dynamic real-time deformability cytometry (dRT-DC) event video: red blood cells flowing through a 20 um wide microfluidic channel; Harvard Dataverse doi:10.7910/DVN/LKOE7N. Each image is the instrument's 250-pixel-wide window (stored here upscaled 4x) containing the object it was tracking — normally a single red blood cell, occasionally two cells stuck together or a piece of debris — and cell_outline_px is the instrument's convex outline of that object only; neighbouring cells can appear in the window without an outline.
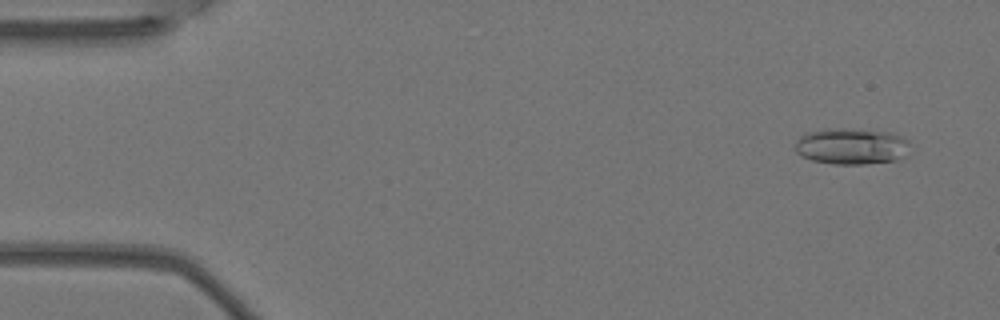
{"species": "Egyptian fruit bat (a non-hibernating species)", "species_latin": "Rousettus aegyptiacus", "temperature_condition": "warm", "stored_images_in_passage": 8, "camera_frame_rate_fps": 3000, "um_per_image_px": 0.085, "animal": {"sex": "female"}, "frame": {"image": 1, "passage_image": 1, "time_ms": 0.0, "image_size_px": [1000, 320], "cell_outline_px": [[908, 156], [896, 160], [864, 164], [836, 164], [812, 160], [796, 152], [796, 140], [800, 136], [808, 132], [828, 128], [840, 128], [888, 132], [900, 136], [908, 140]], "centroid_in_image_um": [72.39, 12.43], "position_along_channel_um": 12.6, "area_um2": 24.16}}
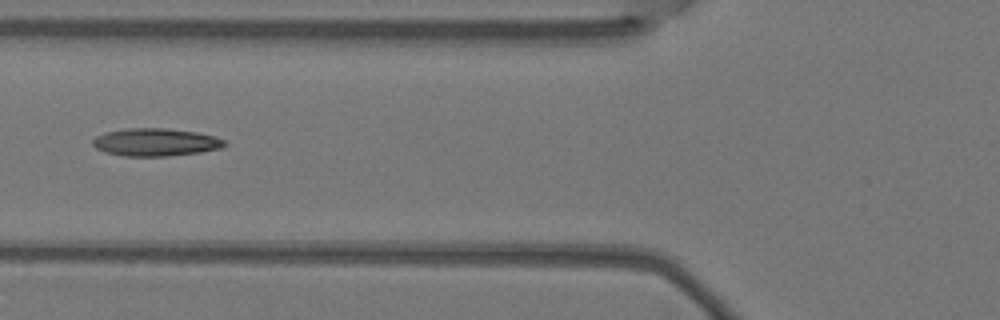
{"frame": {"image": 2, "passage_image": 5, "time_ms": 1.333, "image_size_px": [1000, 320], "cell_outline_px": [[228, 144], [220, 148], [200, 152], [168, 156], [124, 156], [104, 152], [96, 148], [92, 144], [92, 140], [96, 136], [104, 132], [128, 128], [168, 128], [196, 132], [216, 136], [224, 140]], "centroid_in_image_um": [13.21, 12.08], "position_along_channel_um": 112.6, "area_um2": 21.44}}
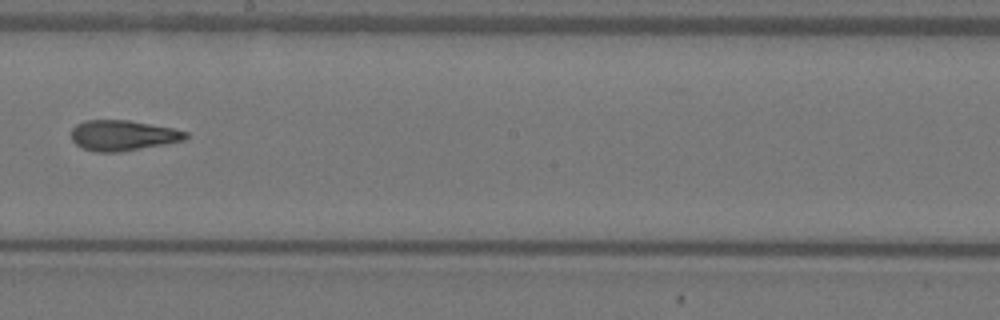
{"frame": {"image": 3, "passage_image": 8, "time_ms": 2.333, "image_size_px": [1000, 320], "cell_outline_px": [[188, 136], [184, 140], [164, 144], [116, 152], [96, 152], [84, 148], [76, 144], [72, 140], [72, 128], [76, 124], [84, 120], [128, 120], [172, 128], [188, 132]], "centroid_in_image_um": [10.42, 11.5], "position_along_channel_um": 237.8, "area_um2": 20.06}}